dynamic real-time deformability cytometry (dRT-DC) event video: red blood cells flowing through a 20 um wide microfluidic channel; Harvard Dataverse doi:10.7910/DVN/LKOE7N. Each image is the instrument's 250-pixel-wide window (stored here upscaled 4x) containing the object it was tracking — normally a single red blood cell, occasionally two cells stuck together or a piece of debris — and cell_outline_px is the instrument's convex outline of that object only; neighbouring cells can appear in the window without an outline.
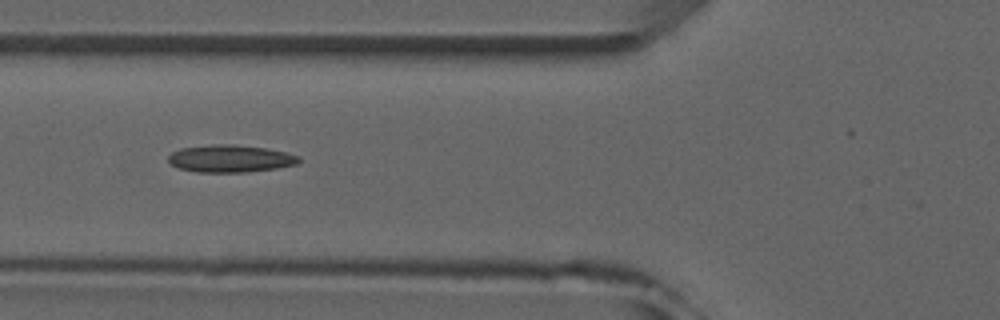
{"species": "common noctule bat (a hibernating species)", "species_latin": "Nyctalus noctula", "temperature_condition": "room temperature", "stored_images_in_passage": 5, "camera_frame_rate_fps": 3000, "um_per_image_px": 0.085, "animal": {"sex": "male", "forearm_length_mm": 52.5}, "frame": {"image": 1, "passage_image": 3, "time_ms": 2.333, "image_size_px": [1000, 320], "cell_outline_px": [[300, 160], [296, 164], [276, 168], [248, 172], [196, 172], [176, 168], [168, 160], [168, 156], [172, 152], [180, 148], [212, 144], [232, 144], [268, 148], [300, 156]], "centroid_in_image_um": [19.55, 13.48], "position_along_channel_um": 106.3, "area_um2": 20.92}}
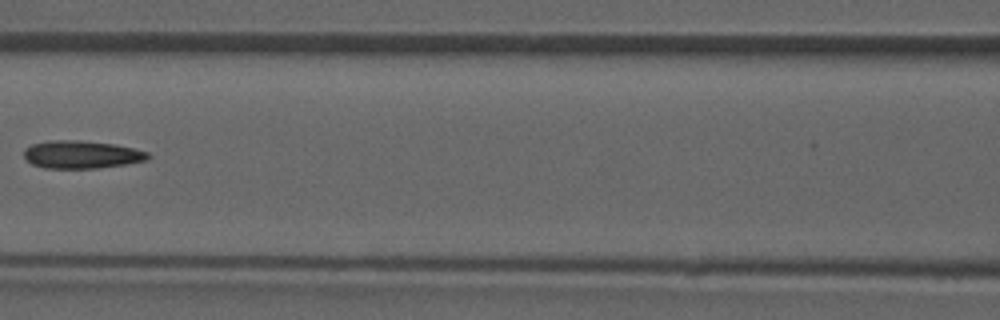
{"frame": {"image": 2, "passage_image": 4, "time_ms": 3.667, "image_size_px": [1000, 320], "cell_outline_px": [[152, 156], [148, 160], [128, 164], [96, 168], [44, 168], [32, 164], [24, 156], [24, 148], [32, 144], [48, 140], [76, 140], [116, 144], [148, 152]], "centroid_in_image_um": [6.95, 13.13], "position_along_channel_um": 159.6, "area_um2": 20.23}}